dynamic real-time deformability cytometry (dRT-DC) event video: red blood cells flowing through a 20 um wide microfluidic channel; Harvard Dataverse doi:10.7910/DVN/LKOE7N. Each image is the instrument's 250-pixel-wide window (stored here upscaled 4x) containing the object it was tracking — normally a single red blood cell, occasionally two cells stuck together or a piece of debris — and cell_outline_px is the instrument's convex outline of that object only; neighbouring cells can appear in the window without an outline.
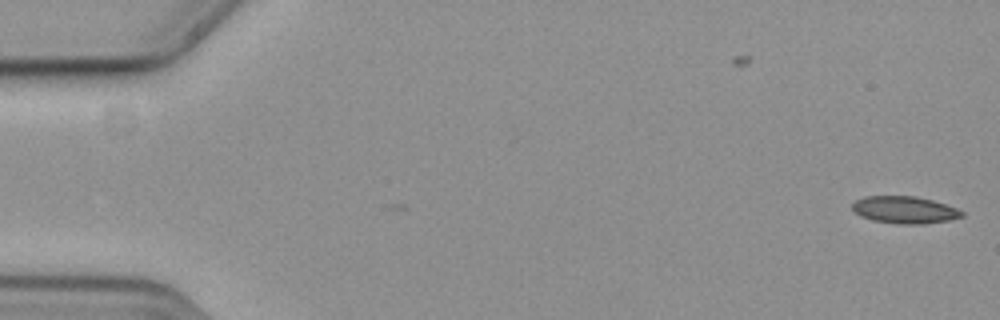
{"species": "common noctule bat (a hibernating species)", "species_latin": "Nyctalus noctula", "temperature_condition": "cold", "stored_images_in_passage": 2, "camera_frame_rate_fps": 3000, "um_per_image_px": 0.085, "animal": {"sex": "female", "body_mass_g": 19.3, "forearm_length_mm": 54.1}, "frame": {"image": 1, "passage_image": 2, "time_ms": 0.333, "image_size_px": [1000, 320], "cell_outline_px": [[964, 216], [948, 220], [920, 224], [900, 224], [872, 220], [860, 216], [852, 208], [852, 204], [856, 200], [864, 196], [916, 196], [932, 200], [956, 208], [964, 212]], "centroid_in_image_um": [76.88, 17.83], "position_along_channel_um": 8.1, "area_um2": 17.22}}